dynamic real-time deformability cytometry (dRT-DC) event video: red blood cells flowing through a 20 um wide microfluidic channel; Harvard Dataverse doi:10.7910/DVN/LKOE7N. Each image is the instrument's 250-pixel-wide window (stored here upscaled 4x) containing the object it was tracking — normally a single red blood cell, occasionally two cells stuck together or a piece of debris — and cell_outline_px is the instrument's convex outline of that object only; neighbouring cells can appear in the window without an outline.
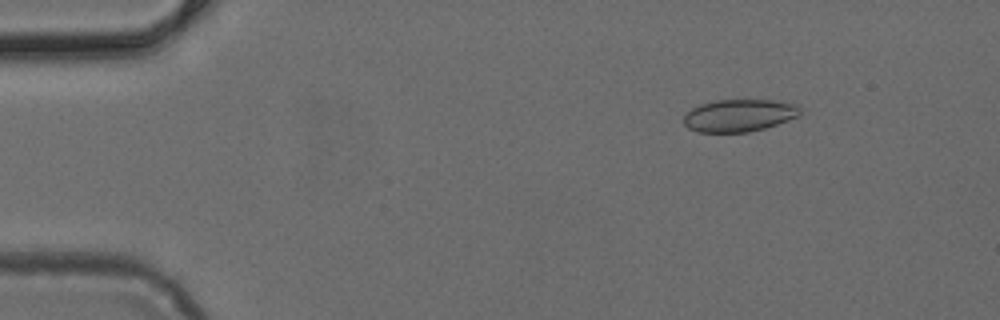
{"species": "common noctule bat (a hibernating species)", "species_latin": "Nyctalus noctula", "temperature_condition": "cold", "stored_images_in_passage": 4, "camera_frame_rate_fps": 3000, "um_per_image_px": 0.085, "animal": {"sex": "female", "body_mass_g": 24.6, "forearm_length_mm": 56.2}, "frame": {"image": 1, "passage_image": 2, "time_ms": 0.333, "image_size_px": [1000, 320], "cell_outline_px": [[804, 108], [800, 116], [764, 128], [748, 132], [696, 132], [688, 128], [684, 124], [684, 116], [692, 108], [700, 104], [716, 100], [772, 100], [796, 104]], "centroid_in_image_um": [62.86, 9.81], "position_along_channel_um": 22.1, "area_um2": 22.08}}